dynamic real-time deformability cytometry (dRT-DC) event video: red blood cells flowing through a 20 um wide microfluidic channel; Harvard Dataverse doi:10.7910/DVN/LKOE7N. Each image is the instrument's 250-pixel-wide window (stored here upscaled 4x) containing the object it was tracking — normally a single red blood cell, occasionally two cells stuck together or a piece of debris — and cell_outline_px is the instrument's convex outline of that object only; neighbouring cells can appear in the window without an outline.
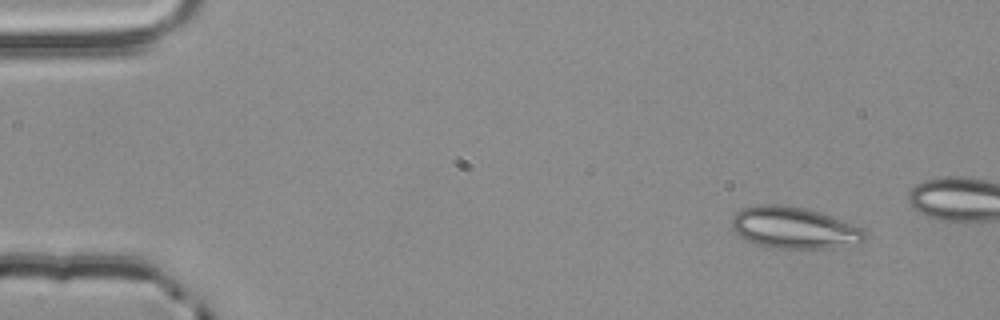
{"species": "common noctule bat (a hibernating species)", "species_latin": "Nyctalus noctula", "temperature_condition": "room temperature", "stored_images_in_passage": 4, "camera_frame_rate_fps": 3000, "um_per_image_px": 0.085, "animal": {"sex": "male", "body_mass_g": 20.4}, "frame": {"image": 1, "passage_image": 1, "time_ms": 0.0, "image_size_px": [1000, 320], "cell_outline_px": [[868, 236], [860, 244], [836, 248], [768, 248], [756, 244], [740, 236], [732, 228], [732, 216], [740, 208], [756, 204], [776, 204], [804, 208], [820, 212], [832, 216], [864, 228], [868, 232]], "centroid_in_image_um": [67.54, 19.37], "position_along_channel_um": 17.5, "area_um2": 32.83}}